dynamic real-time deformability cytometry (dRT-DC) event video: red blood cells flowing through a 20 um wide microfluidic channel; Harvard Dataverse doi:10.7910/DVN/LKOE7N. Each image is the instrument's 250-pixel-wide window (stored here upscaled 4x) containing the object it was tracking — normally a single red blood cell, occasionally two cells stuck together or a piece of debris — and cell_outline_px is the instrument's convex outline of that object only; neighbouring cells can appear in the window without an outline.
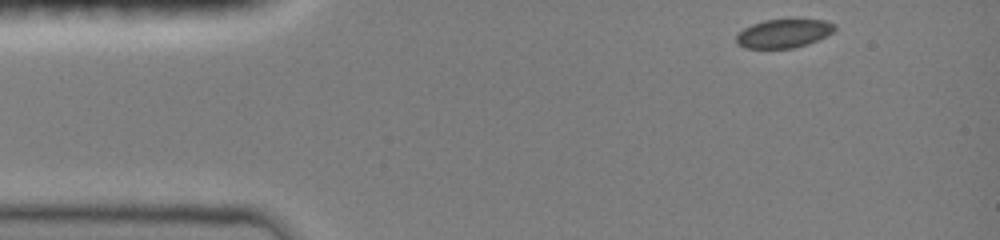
{"species": "common noctule bat (a hibernating species)", "species_latin": "Nyctalus noctula", "temperature_condition": "room temperature", "stored_images_in_passage": 41, "camera_frame_rate_fps": 3000, "um_per_image_px": 0.085, "animal": {"sex": "female", "body_mass_g": 19.0, "forearm_length_mm": 51.5}, "frame": {"image": 1, "passage_image": 1, "time_ms": 0.0, "image_size_px": [1000, 240], "cell_outline_px": [[836, 28], [832, 32], [808, 44], [792, 48], [744, 48], [736, 44], [736, 36], [744, 28], [752, 24], [764, 20], [824, 20], [836, 24]], "centroid_in_image_um": [66.58, 2.85], "position_along_channel_um": 18.4, "area_um2": 16.24}}
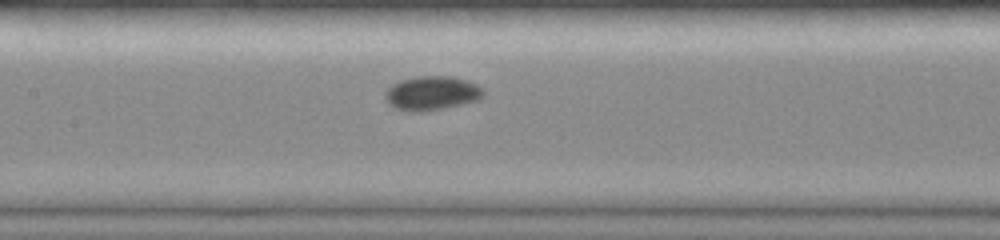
{"frame": {"image": 2, "passage_image": 18, "time_ms": 5.667, "image_size_px": [1000, 240], "cell_outline_px": [[484, 96], [480, 100], [444, 108], [424, 112], [408, 112], [396, 108], [388, 104], [384, 96], [384, 92], [392, 84], [400, 80], [420, 76], [452, 76], [468, 80], [484, 88]], "centroid_in_image_um": [36.72, 7.93], "position_along_channel_um": 170.7, "area_um2": 19.88}}
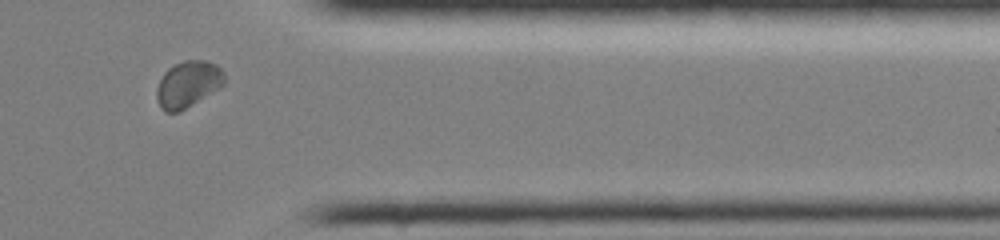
{"frame": {"image": 3, "passage_image": 35, "time_ms": 11.333, "image_size_px": [1000, 240], "cell_outline_px": [[224, 84], [220, 88], [180, 112], [164, 112], [160, 108], [156, 100], [156, 88], [164, 72], [168, 68], [184, 60], [208, 60], [216, 64], [224, 72]], "centroid_in_image_um": [15.97, 7.17], "position_along_channel_um": 395.4, "area_um2": 18.55}, "authors_computed_cell_mechanics": {"area_um2": 17.8024, "velocity_mm_per_s": 4.008, "shape_relaxation_time_tau1_ms": 4.5903, "shape_relaxation_time_tau2_ms": null, "deformation_change_tau1": 0.0656, "deformation_change_tau2": null}}